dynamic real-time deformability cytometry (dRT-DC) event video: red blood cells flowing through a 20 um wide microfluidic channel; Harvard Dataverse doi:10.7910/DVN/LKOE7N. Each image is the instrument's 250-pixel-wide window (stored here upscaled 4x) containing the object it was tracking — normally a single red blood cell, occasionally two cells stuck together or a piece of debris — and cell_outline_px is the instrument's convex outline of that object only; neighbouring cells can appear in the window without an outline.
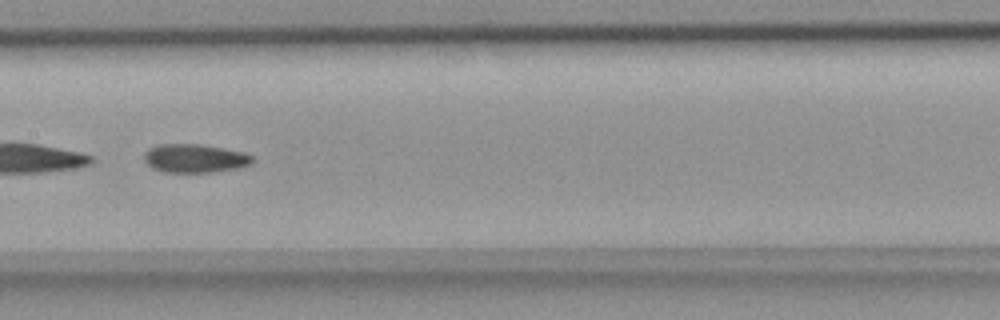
{"species": "common noctule bat (a hibernating species)", "species_latin": "Nyctalus noctula", "temperature_condition": "room temperature", "stored_images_in_passage": 8, "camera_frame_rate_fps": 3000, "um_per_image_px": 0.085, "animal": {"sex": "female", "body_mass_g": 18.4}, "frame": {"image": 1, "passage_image": 8, "time_ms": 2.333, "image_size_px": [1000, 320], "cell_outline_px": [[252, 160], [248, 164], [236, 168], [212, 172], [164, 172], [152, 168], [144, 160], [144, 152], [148, 148], [156, 144], [200, 144], [244, 152], [252, 156]], "centroid_in_image_um": [16.49, 13.45], "position_along_channel_um": 190.9, "area_um2": 17.92}}